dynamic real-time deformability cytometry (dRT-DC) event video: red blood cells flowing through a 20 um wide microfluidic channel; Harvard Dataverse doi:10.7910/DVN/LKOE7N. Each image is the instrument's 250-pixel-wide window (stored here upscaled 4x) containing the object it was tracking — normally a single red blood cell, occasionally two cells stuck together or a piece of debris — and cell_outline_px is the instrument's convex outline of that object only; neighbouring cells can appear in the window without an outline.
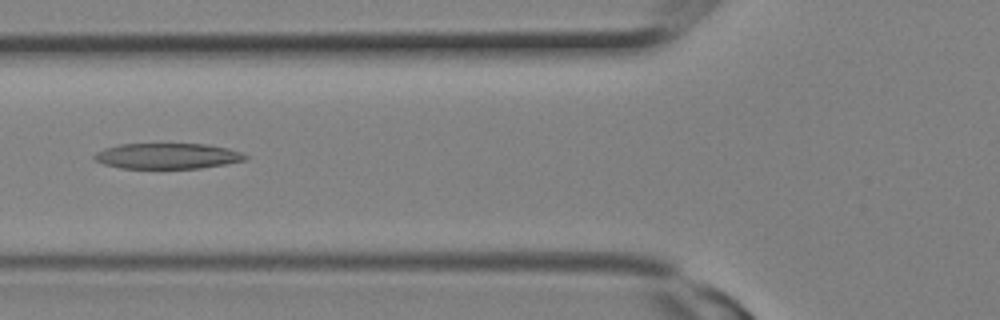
{"species": "Egyptian fruit bat (a non-hibernating species)", "species_latin": "Rousettus aegyptiacus", "temperature_condition": "room temperature", "stored_images_in_passage": 9, "camera_frame_rate_fps": 3000, "um_per_image_px": 0.085, "animal": {"sex": "female"}, "frame": {"image": 1, "passage_image": 8, "time_ms": 2.333, "image_size_px": [1000, 320], "cell_outline_px": [[248, 160], [228, 164], [200, 168], [120, 168], [104, 164], [92, 160], [92, 156], [96, 152], [104, 148], [120, 144], [208, 144], [228, 148], [244, 152], [248, 156]], "centroid_in_image_um": [14.26, 13.26], "position_along_channel_um": 111.5, "area_um2": 22.89}}